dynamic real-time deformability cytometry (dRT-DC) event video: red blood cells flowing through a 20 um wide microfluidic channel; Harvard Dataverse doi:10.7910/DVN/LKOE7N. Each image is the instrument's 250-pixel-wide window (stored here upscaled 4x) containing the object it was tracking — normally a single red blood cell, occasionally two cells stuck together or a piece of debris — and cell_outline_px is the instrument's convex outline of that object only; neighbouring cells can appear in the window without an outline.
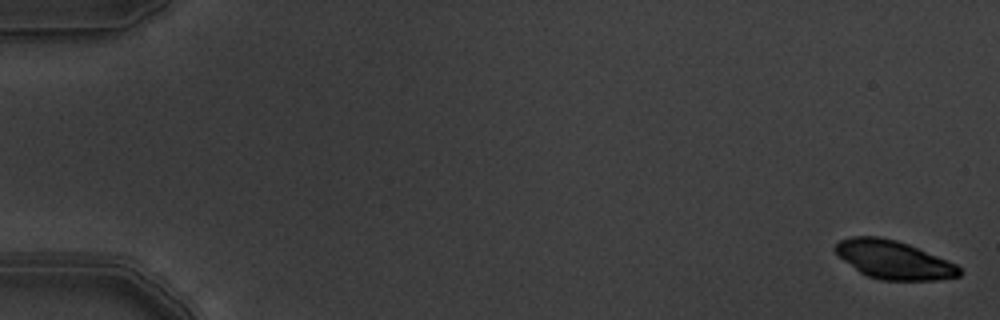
{"species": "common noctule bat (a hibernating species)", "species_latin": "Nyctalus noctula", "temperature_condition": "warm", "stored_images_in_passage": 5, "camera_frame_rate_fps": 3000, "um_per_image_px": 0.085, "animal": {"sex": "male", "body_mass_g": 19.5, "forearm_length_mm": 54.6}, "frame": {"image": 1, "passage_image": 1, "time_ms": 0.0, "image_size_px": [1000, 320], "cell_outline_px": [[964, 272], [960, 276], [936, 280], [880, 280], [868, 276], [860, 272], [844, 260], [832, 248], [840, 240], [852, 236], [880, 236], [896, 240], [908, 244], [956, 264]], "centroid_in_image_um": [75.97, 22.08], "position_along_channel_um": 9.0, "area_um2": 27.57}}